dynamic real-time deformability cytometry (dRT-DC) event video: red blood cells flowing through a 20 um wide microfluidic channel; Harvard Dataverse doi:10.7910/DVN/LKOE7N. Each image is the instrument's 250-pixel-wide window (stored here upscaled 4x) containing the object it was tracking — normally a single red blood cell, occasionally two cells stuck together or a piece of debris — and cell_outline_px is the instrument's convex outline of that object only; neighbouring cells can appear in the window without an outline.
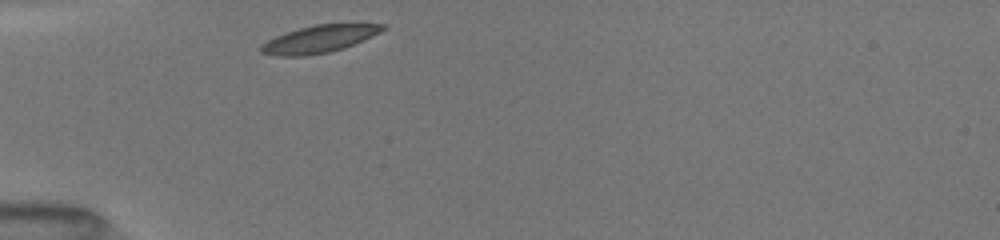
{"species": "common noctule bat (a hibernating species)", "species_latin": "Nyctalus noctula", "temperature_condition": "room temperature", "stored_images_in_passage": 6, "camera_frame_rate_fps": 3000, "um_per_image_px": 0.085, "animal": {"sex": "female", "body_mass_g": 19.5, "forearm_length_mm": 54.1}, "frame": {"image": 1, "passage_image": 1, "time_ms": 0.0, "image_size_px": [1000, 240], "cell_outline_px": [[388, 28], [364, 40], [344, 48], [328, 52], [304, 56], [276, 56], [260, 52], [260, 44], [276, 36], [300, 28], [316, 24], [388, 24]], "centroid_in_image_um": [27.15, 3.32], "position_along_channel_um": 57.9, "area_um2": 19.31}}
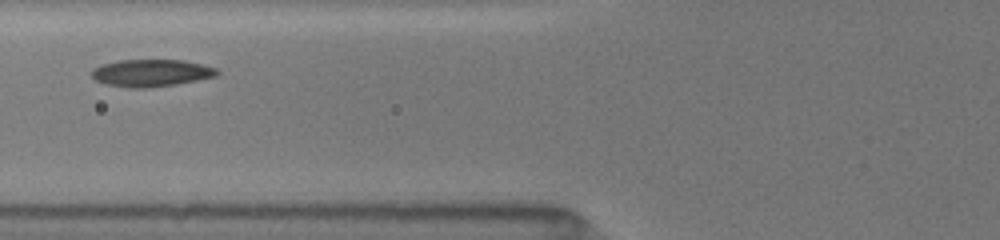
{"frame": {"image": 2, "passage_image": 5, "time_ms": 1.667, "image_size_px": [1000, 240], "cell_outline_px": [[220, 72], [216, 76], [176, 84], [148, 88], [128, 88], [104, 84], [96, 80], [92, 76], [92, 68], [104, 64], [120, 60], [184, 60], [216, 68]], "centroid_in_image_um": [12.84, 6.21], "position_along_channel_um": 113.0, "area_um2": 19.83}}